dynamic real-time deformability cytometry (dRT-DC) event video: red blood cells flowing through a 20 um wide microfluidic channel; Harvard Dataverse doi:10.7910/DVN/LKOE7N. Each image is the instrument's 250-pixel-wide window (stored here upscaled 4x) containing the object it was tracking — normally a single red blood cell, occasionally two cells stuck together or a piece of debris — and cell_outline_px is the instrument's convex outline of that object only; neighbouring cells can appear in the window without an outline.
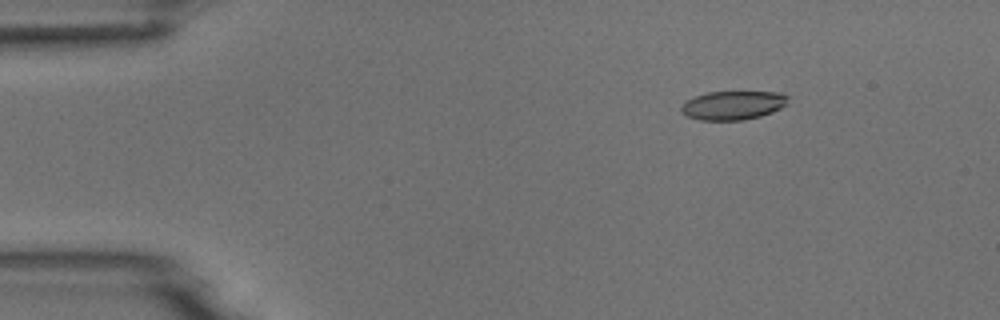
{"species": "common noctule bat (a hibernating species)", "species_latin": "Nyctalus noctula", "temperature_condition": "room temperature", "stored_images_in_passage": 5, "camera_frame_rate_fps": 3000, "um_per_image_px": 0.085, "animal": {"sex": "male", "body_mass_g": 18.8}, "frame": {"image": 1, "passage_image": 2, "time_ms": 1.333, "image_size_px": [1000, 320], "cell_outline_px": [[788, 104], [772, 112], [760, 116], [744, 120], [700, 120], [688, 116], [680, 112], [680, 104], [696, 96], [708, 92], [780, 92], [788, 96]], "centroid_in_image_um": [62.3, 8.95], "position_along_channel_um": 22.7, "area_um2": 17.98}}
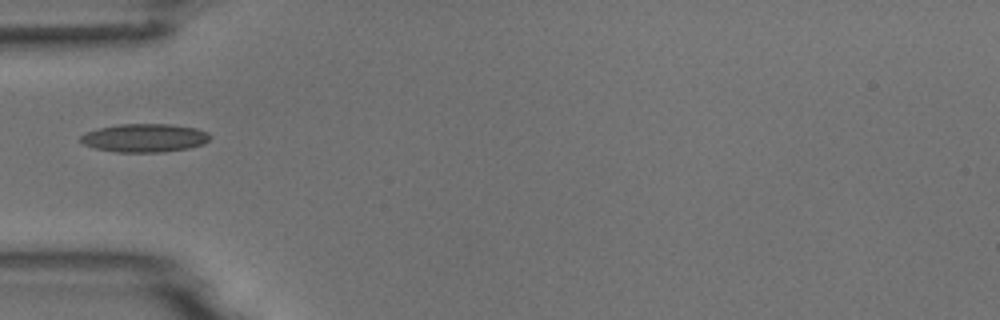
{"frame": {"image": 2, "passage_image": 5, "time_ms": 4.667, "image_size_px": [1000, 320], "cell_outline_px": [[212, 136], [204, 144], [188, 148], [164, 152], [116, 152], [96, 148], [84, 144], [80, 140], [80, 136], [88, 132], [100, 128], [120, 124], [168, 124], [196, 128], [208, 132]], "centroid_in_image_um": [12.33, 11.72], "position_along_channel_um": 72.7, "area_um2": 21.27}}